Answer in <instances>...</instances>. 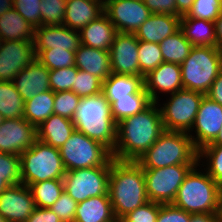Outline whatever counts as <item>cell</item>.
Returning <instances> with one entry per match:
<instances>
[{"mask_svg": "<svg viewBox=\"0 0 222 222\" xmlns=\"http://www.w3.org/2000/svg\"><path fill=\"white\" fill-rule=\"evenodd\" d=\"M35 208L31 191L23 183L11 185L0 194V214L8 222H26Z\"/></svg>", "mask_w": 222, "mask_h": 222, "instance_id": "obj_17", "label": "cell"}, {"mask_svg": "<svg viewBox=\"0 0 222 222\" xmlns=\"http://www.w3.org/2000/svg\"><path fill=\"white\" fill-rule=\"evenodd\" d=\"M144 88L143 76L112 73L103 81L102 92L112 104L118 98L133 97Z\"/></svg>", "mask_w": 222, "mask_h": 222, "instance_id": "obj_27", "label": "cell"}, {"mask_svg": "<svg viewBox=\"0 0 222 222\" xmlns=\"http://www.w3.org/2000/svg\"><path fill=\"white\" fill-rule=\"evenodd\" d=\"M80 99L81 98L71 90L55 92L54 114L72 119Z\"/></svg>", "mask_w": 222, "mask_h": 222, "instance_id": "obj_43", "label": "cell"}, {"mask_svg": "<svg viewBox=\"0 0 222 222\" xmlns=\"http://www.w3.org/2000/svg\"><path fill=\"white\" fill-rule=\"evenodd\" d=\"M164 62L181 65L189 56L193 45L185 38L181 30L159 43Z\"/></svg>", "mask_w": 222, "mask_h": 222, "instance_id": "obj_31", "label": "cell"}, {"mask_svg": "<svg viewBox=\"0 0 222 222\" xmlns=\"http://www.w3.org/2000/svg\"><path fill=\"white\" fill-rule=\"evenodd\" d=\"M109 195H99L78 203L74 222L116 221Z\"/></svg>", "mask_w": 222, "mask_h": 222, "instance_id": "obj_26", "label": "cell"}, {"mask_svg": "<svg viewBox=\"0 0 222 222\" xmlns=\"http://www.w3.org/2000/svg\"><path fill=\"white\" fill-rule=\"evenodd\" d=\"M198 163L217 184L222 181V145L201 148L198 151Z\"/></svg>", "mask_w": 222, "mask_h": 222, "instance_id": "obj_35", "label": "cell"}, {"mask_svg": "<svg viewBox=\"0 0 222 222\" xmlns=\"http://www.w3.org/2000/svg\"><path fill=\"white\" fill-rule=\"evenodd\" d=\"M21 183L29 185L51 179H63L66 169L60 150L38 139L20 154Z\"/></svg>", "mask_w": 222, "mask_h": 222, "instance_id": "obj_7", "label": "cell"}, {"mask_svg": "<svg viewBox=\"0 0 222 222\" xmlns=\"http://www.w3.org/2000/svg\"><path fill=\"white\" fill-rule=\"evenodd\" d=\"M103 81L95 75L78 69L72 91L80 98L96 95L102 92Z\"/></svg>", "mask_w": 222, "mask_h": 222, "instance_id": "obj_39", "label": "cell"}, {"mask_svg": "<svg viewBox=\"0 0 222 222\" xmlns=\"http://www.w3.org/2000/svg\"><path fill=\"white\" fill-rule=\"evenodd\" d=\"M136 162L143 169H157L170 165H196L198 150L188 133L165 130Z\"/></svg>", "mask_w": 222, "mask_h": 222, "instance_id": "obj_4", "label": "cell"}, {"mask_svg": "<svg viewBox=\"0 0 222 222\" xmlns=\"http://www.w3.org/2000/svg\"><path fill=\"white\" fill-rule=\"evenodd\" d=\"M138 46L135 34L118 32L115 35L109 49L112 73L140 76Z\"/></svg>", "mask_w": 222, "mask_h": 222, "instance_id": "obj_15", "label": "cell"}, {"mask_svg": "<svg viewBox=\"0 0 222 222\" xmlns=\"http://www.w3.org/2000/svg\"><path fill=\"white\" fill-rule=\"evenodd\" d=\"M153 101L143 88L133 97L118 98L111 104L112 115L116 123L128 116H133L146 109Z\"/></svg>", "mask_w": 222, "mask_h": 222, "instance_id": "obj_33", "label": "cell"}, {"mask_svg": "<svg viewBox=\"0 0 222 222\" xmlns=\"http://www.w3.org/2000/svg\"><path fill=\"white\" fill-rule=\"evenodd\" d=\"M215 30L217 39V48H222V12L219 17L215 20Z\"/></svg>", "mask_w": 222, "mask_h": 222, "instance_id": "obj_53", "label": "cell"}, {"mask_svg": "<svg viewBox=\"0 0 222 222\" xmlns=\"http://www.w3.org/2000/svg\"><path fill=\"white\" fill-rule=\"evenodd\" d=\"M34 50L63 49L76 52L81 45L80 32L64 25L34 28Z\"/></svg>", "mask_w": 222, "mask_h": 222, "instance_id": "obj_19", "label": "cell"}, {"mask_svg": "<svg viewBox=\"0 0 222 222\" xmlns=\"http://www.w3.org/2000/svg\"><path fill=\"white\" fill-rule=\"evenodd\" d=\"M220 53H221V64H222V48L220 49Z\"/></svg>", "mask_w": 222, "mask_h": 222, "instance_id": "obj_61", "label": "cell"}, {"mask_svg": "<svg viewBox=\"0 0 222 222\" xmlns=\"http://www.w3.org/2000/svg\"><path fill=\"white\" fill-rule=\"evenodd\" d=\"M194 0H176V16L187 15L191 10Z\"/></svg>", "mask_w": 222, "mask_h": 222, "instance_id": "obj_52", "label": "cell"}, {"mask_svg": "<svg viewBox=\"0 0 222 222\" xmlns=\"http://www.w3.org/2000/svg\"><path fill=\"white\" fill-rule=\"evenodd\" d=\"M0 175L10 186L20 184V156L0 152Z\"/></svg>", "mask_w": 222, "mask_h": 222, "instance_id": "obj_41", "label": "cell"}, {"mask_svg": "<svg viewBox=\"0 0 222 222\" xmlns=\"http://www.w3.org/2000/svg\"><path fill=\"white\" fill-rule=\"evenodd\" d=\"M9 186L10 185L4 179H2V176L0 175V194L4 189H6Z\"/></svg>", "mask_w": 222, "mask_h": 222, "instance_id": "obj_57", "label": "cell"}, {"mask_svg": "<svg viewBox=\"0 0 222 222\" xmlns=\"http://www.w3.org/2000/svg\"><path fill=\"white\" fill-rule=\"evenodd\" d=\"M75 130L100 142L113 152L116 146V129L111 103L103 92L80 99L71 119Z\"/></svg>", "mask_w": 222, "mask_h": 222, "instance_id": "obj_3", "label": "cell"}, {"mask_svg": "<svg viewBox=\"0 0 222 222\" xmlns=\"http://www.w3.org/2000/svg\"><path fill=\"white\" fill-rule=\"evenodd\" d=\"M104 12V0H67L63 25L81 31Z\"/></svg>", "mask_w": 222, "mask_h": 222, "instance_id": "obj_22", "label": "cell"}, {"mask_svg": "<svg viewBox=\"0 0 222 222\" xmlns=\"http://www.w3.org/2000/svg\"><path fill=\"white\" fill-rule=\"evenodd\" d=\"M157 102L117 123L116 146L112 157L118 161H137L164 132Z\"/></svg>", "mask_w": 222, "mask_h": 222, "instance_id": "obj_1", "label": "cell"}, {"mask_svg": "<svg viewBox=\"0 0 222 222\" xmlns=\"http://www.w3.org/2000/svg\"><path fill=\"white\" fill-rule=\"evenodd\" d=\"M78 69L76 66L50 70V89L55 93L59 91H72V86L76 78Z\"/></svg>", "mask_w": 222, "mask_h": 222, "instance_id": "obj_42", "label": "cell"}, {"mask_svg": "<svg viewBox=\"0 0 222 222\" xmlns=\"http://www.w3.org/2000/svg\"><path fill=\"white\" fill-rule=\"evenodd\" d=\"M49 72L50 70L38 59H34L15 76L13 84L24 102L38 93L50 90Z\"/></svg>", "mask_w": 222, "mask_h": 222, "instance_id": "obj_20", "label": "cell"}, {"mask_svg": "<svg viewBox=\"0 0 222 222\" xmlns=\"http://www.w3.org/2000/svg\"><path fill=\"white\" fill-rule=\"evenodd\" d=\"M181 17L169 14H151L135 32L139 41L160 43L180 30Z\"/></svg>", "mask_w": 222, "mask_h": 222, "instance_id": "obj_21", "label": "cell"}, {"mask_svg": "<svg viewBox=\"0 0 222 222\" xmlns=\"http://www.w3.org/2000/svg\"><path fill=\"white\" fill-rule=\"evenodd\" d=\"M36 207L49 208L64 191L63 179H51L28 185Z\"/></svg>", "mask_w": 222, "mask_h": 222, "instance_id": "obj_34", "label": "cell"}, {"mask_svg": "<svg viewBox=\"0 0 222 222\" xmlns=\"http://www.w3.org/2000/svg\"><path fill=\"white\" fill-rule=\"evenodd\" d=\"M14 9L34 28L41 26V0H13Z\"/></svg>", "mask_w": 222, "mask_h": 222, "instance_id": "obj_44", "label": "cell"}, {"mask_svg": "<svg viewBox=\"0 0 222 222\" xmlns=\"http://www.w3.org/2000/svg\"><path fill=\"white\" fill-rule=\"evenodd\" d=\"M222 12V0H194L191 10L181 18L205 19L215 22Z\"/></svg>", "mask_w": 222, "mask_h": 222, "instance_id": "obj_40", "label": "cell"}, {"mask_svg": "<svg viewBox=\"0 0 222 222\" xmlns=\"http://www.w3.org/2000/svg\"><path fill=\"white\" fill-rule=\"evenodd\" d=\"M59 150L66 171L111 166L114 159L106 146L77 130Z\"/></svg>", "mask_w": 222, "mask_h": 222, "instance_id": "obj_8", "label": "cell"}, {"mask_svg": "<svg viewBox=\"0 0 222 222\" xmlns=\"http://www.w3.org/2000/svg\"><path fill=\"white\" fill-rule=\"evenodd\" d=\"M144 88L153 102L161 101L163 96L183 89L181 66L163 62L156 69L144 76Z\"/></svg>", "mask_w": 222, "mask_h": 222, "instance_id": "obj_18", "label": "cell"}, {"mask_svg": "<svg viewBox=\"0 0 222 222\" xmlns=\"http://www.w3.org/2000/svg\"><path fill=\"white\" fill-rule=\"evenodd\" d=\"M160 203L148 201L125 215L121 222H156Z\"/></svg>", "mask_w": 222, "mask_h": 222, "instance_id": "obj_45", "label": "cell"}, {"mask_svg": "<svg viewBox=\"0 0 222 222\" xmlns=\"http://www.w3.org/2000/svg\"><path fill=\"white\" fill-rule=\"evenodd\" d=\"M4 118L2 117V115L0 114V124L3 122Z\"/></svg>", "mask_w": 222, "mask_h": 222, "instance_id": "obj_60", "label": "cell"}, {"mask_svg": "<svg viewBox=\"0 0 222 222\" xmlns=\"http://www.w3.org/2000/svg\"><path fill=\"white\" fill-rule=\"evenodd\" d=\"M138 54L140 76L143 77L164 62L158 43L139 41Z\"/></svg>", "mask_w": 222, "mask_h": 222, "instance_id": "obj_37", "label": "cell"}, {"mask_svg": "<svg viewBox=\"0 0 222 222\" xmlns=\"http://www.w3.org/2000/svg\"><path fill=\"white\" fill-rule=\"evenodd\" d=\"M109 198L114 215L121 220L129 212L146 204L143 168L135 161H111L109 173Z\"/></svg>", "mask_w": 222, "mask_h": 222, "instance_id": "obj_2", "label": "cell"}, {"mask_svg": "<svg viewBox=\"0 0 222 222\" xmlns=\"http://www.w3.org/2000/svg\"><path fill=\"white\" fill-rule=\"evenodd\" d=\"M74 131L71 119L52 114L36 128V139L60 149Z\"/></svg>", "mask_w": 222, "mask_h": 222, "instance_id": "obj_25", "label": "cell"}, {"mask_svg": "<svg viewBox=\"0 0 222 222\" xmlns=\"http://www.w3.org/2000/svg\"><path fill=\"white\" fill-rule=\"evenodd\" d=\"M26 222H63L50 208L36 207Z\"/></svg>", "mask_w": 222, "mask_h": 222, "instance_id": "obj_49", "label": "cell"}, {"mask_svg": "<svg viewBox=\"0 0 222 222\" xmlns=\"http://www.w3.org/2000/svg\"><path fill=\"white\" fill-rule=\"evenodd\" d=\"M221 127L222 106L205 95L198 109L194 125L188 133L195 148L199 151L204 146L211 144Z\"/></svg>", "mask_w": 222, "mask_h": 222, "instance_id": "obj_13", "label": "cell"}, {"mask_svg": "<svg viewBox=\"0 0 222 222\" xmlns=\"http://www.w3.org/2000/svg\"><path fill=\"white\" fill-rule=\"evenodd\" d=\"M78 203L65 191L58 200L49 207L63 222H74Z\"/></svg>", "mask_w": 222, "mask_h": 222, "instance_id": "obj_46", "label": "cell"}, {"mask_svg": "<svg viewBox=\"0 0 222 222\" xmlns=\"http://www.w3.org/2000/svg\"><path fill=\"white\" fill-rule=\"evenodd\" d=\"M216 214H217L218 222H222V199H220L219 201V206H218Z\"/></svg>", "mask_w": 222, "mask_h": 222, "instance_id": "obj_56", "label": "cell"}, {"mask_svg": "<svg viewBox=\"0 0 222 222\" xmlns=\"http://www.w3.org/2000/svg\"><path fill=\"white\" fill-rule=\"evenodd\" d=\"M104 13L119 33L135 34L152 14L143 0H104Z\"/></svg>", "mask_w": 222, "mask_h": 222, "instance_id": "obj_12", "label": "cell"}, {"mask_svg": "<svg viewBox=\"0 0 222 222\" xmlns=\"http://www.w3.org/2000/svg\"><path fill=\"white\" fill-rule=\"evenodd\" d=\"M111 166H96L66 171L63 177L64 191L77 203L99 195H109Z\"/></svg>", "mask_w": 222, "mask_h": 222, "instance_id": "obj_10", "label": "cell"}, {"mask_svg": "<svg viewBox=\"0 0 222 222\" xmlns=\"http://www.w3.org/2000/svg\"><path fill=\"white\" fill-rule=\"evenodd\" d=\"M117 33L115 26L103 12L80 31V40L84 46L109 51Z\"/></svg>", "mask_w": 222, "mask_h": 222, "instance_id": "obj_23", "label": "cell"}, {"mask_svg": "<svg viewBox=\"0 0 222 222\" xmlns=\"http://www.w3.org/2000/svg\"><path fill=\"white\" fill-rule=\"evenodd\" d=\"M195 165H170L157 169H143L149 201L172 203L186 175Z\"/></svg>", "mask_w": 222, "mask_h": 222, "instance_id": "obj_11", "label": "cell"}, {"mask_svg": "<svg viewBox=\"0 0 222 222\" xmlns=\"http://www.w3.org/2000/svg\"><path fill=\"white\" fill-rule=\"evenodd\" d=\"M211 100L219 103L222 106V71L218 74L206 94Z\"/></svg>", "mask_w": 222, "mask_h": 222, "instance_id": "obj_50", "label": "cell"}, {"mask_svg": "<svg viewBox=\"0 0 222 222\" xmlns=\"http://www.w3.org/2000/svg\"><path fill=\"white\" fill-rule=\"evenodd\" d=\"M189 222H218L216 213L191 214Z\"/></svg>", "mask_w": 222, "mask_h": 222, "instance_id": "obj_51", "label": "cell"}, {"mask_svg": "<svg viewBox=\"0 0 222 222\" xmlns=\"http://www.w3.org/2000/svg\"><path fill=\"white\" fill-rule=\"evenodd\" d=\"M14 5L13 0H0V16L12 9Z\"/></svg>", "mask_w": 222, "mask_h": 222, "instance_id": "obj_54", "label": "cell"}, {"mask_svg": "<svg viewBox=\"0 0 222 222\" xmlns=\"http://www.w3.org/2000/svg\"><path fill=\"white\" fill-rule=\"evenodd\" d=\"M180 66L183 88L206 95L222 71L220 49L193 46L189 56Z\"/></svg>", "mask_w": 222, "mask_h": 222, "instance_id": "obj_6", "label": "cell"}, {"mask_svg": "<svg viewBox=\"0 0 222 222\" xmlns=\"http://www.w3.org/2000/svg\"><path fill=\"white\" fill-rule=\"evenodd\" d=\"M0 38L2 41L33 40L34 27L13 7L0 16Z\"/></svg>", "mask_w": 222, "mask_h": 222, "instance_id": "obj_29", "label": "cell"}, {"mask_svg": "<svg viewBox=\"0 0 222 222\" xmlns=\"http://www.w3.org/2000/svg\"><path fill=\"white\" fill-rule=\"evenodd\" d=\"M54 97L55 93L50 89L25 101L23 118L37 128L54 114Z\"/></svg>", "mask_w": 222, "mask_h": 222, "instance_id": "obj_30", "label": "cell"}, {"mask_svg": "<svg viewBox=\"0 0 222 222\" xmlns=\"http://www.w3.org/2000/svg\"><path fill=\"white\" fill-rule=\"evenodd\" d=\"M208 145H222V127L217 135V137L215 138V140Z\"/></svg>", "mask_w": 222, "mask_h": 222, "instance_id": "obj_55", "label": "cell"}, {"mask_svg": "<svg viewBox=\"0 0 222 222\" xmlns=\"http://www.w3.org/2000/svg\"><path fill=\"white\" fill-rule=\"evenodd\" d=\"M36 59L33 40L2 41L0 81L13 82L15 76Z\"/></svg>", "mask_w": 222, "mask_h": 222, "instance_id": "obj_14", "label": "cell"}, {"mask_svg": "<svg viewBox=\"0 0 222 222\" xmlns=\"http://www.w3.org/2000/svg\"><path fill=\"white\" fill-rule=\"evenodd\" d=\"M219 197L222 199V181L219 183Z\"/></svg>", "mask_w": 222, "mask_h": 222, "instance_id": "obj_58", "label": "cell"}, {"mask_svg": "<svg viewBox=\"0 0 222 222\" xmlns=\"http://www.w3.org/2000/svg\"><path fill=\"white\" fill-rule=\"evenodd\" d=\"M180 30L193 46L217 47L215 22L213 21L181 18Z\"/></svg>", "mask_w": 222, "mask_h": 222, "instance_id": "obj_28", "label": "cell"}, {"mask_svg": "<svg viewBox=\"0 0 222 222\" xmlns=\"http://www.w3.org/2000/svg\"><path fill=\"white\" fill-rule=\"evenodd\" d=\"M219 201V184L197 163L186 175L172 204L190 214L216 213Z\"/></svg>", "mask_w": 222, "mask_h": 222, "instance_id": "obj_5", "label": "cell"}, {"mask_svg": "<svg viewBox=\"0 0 222 222\" xmlns=\"http://www.w3.org/2000/svg\"><path fill=\"white\" fill-rule=\"evenodd\" d=\"M36 128L25 118L4 119L0 124V152L18 155L31 148Z\"/></svg>", "mask_w": 222, "mask_h": 222, "instance_id": "obj_16", "label": "cell"}, {"mask_svg": "<svg viewBox=\"0 0 222 222\" xmlns=\"http://www.w3.org/2000/svg\"><path fill=\"white\" fill-rule=\"evenodd\" d=\"M25 102L13 82L0 81V114L4 119L23 118Z\"/></svg>", "mask_w": 222, "mask_h": 222, "instance_id": "obj_32", "label": "cell"}, {"mask_svg": "<svg viewBox=\"0 0 222 222\" xmlns=\"http://www.w3.org/2000/svg\"><path fill=\"white\" fill-rule=\"evenodd\" d=\"M0 222H8L2 214H0Z\"/></svg>", "mask_w": 222, "mask_h": 222, "instance_id": "obj_59", "label": "cell"}, {"mask_svg": "<svg viewBox=\"0 0 222 222\" xmlns=\"http://www.w3.org/2000/svg\"><path fill=\"white\" fill-rule=\"evenodd\" d=\"M153 14L176 15V0H143Z\"/></svg>", "mask_w": 222, "mask_h": 222, "instance_id": "obj_48", "label": "cell"}, {"mask_svg": "<svg viewBox=\"0 0 222 222\" xmlns=\"http://www.w3.org/2000/svg\"><path fill=\"white\" fill-rule=\"evenodd\" d=\"M75 66L105 81L111 74L109 51L80 45L75 52Z\"/></svg>", "mask_w": 222, "mask_h": 222, "instance_id": "obj_24", "label": "cell"}, {"mask_svg": "<svg viewBox=\"0 0 222 222\" xmlns=\"http://www.w3.org/2000/svg\"><path fill=\"white\" fill-rule=\"evenodd\" d=\"M38 59L49 70L75 66V52L63 49L35 50Z\"/></svg>", "mask_w": 222, "mask_h": 222, "instance_id": "obj_36", "label": "cell"}, {"mask_svg": "<svg viewBox=\"0 0 222 222\" xmlns=\"http://www.w3.org/2000/svg\"><path fill=\"white\" fill-rule=\"evenodd\" d=\"M191 214L172 203L160 204L156 222H189Z\"/></svg>", "mask_w": 222, "mask_h": 222, "instance_id": "obj_47", "label": "cell"}, {"mask_svg": "<svg viewBox=\"0 0 222 222\" xmlns=\"http://www.w3.org/2000/svg\"><path fill=\"white\" fill-rule=\"evenodd\" d=\"M204 96L202 93L183 88L166 95L168 98L163 103L157 101L164 130L189 133Z\"/></svg>", "mask_w": 222, "mask_h": 222, "instance_id": "obj_9", "label": "cell"}, {"mask_svg": "<svg viewBox=\"0 0 222 222\" xmlns=\"http://www.w3.org/2000/svg\"><path fill=\"white\" fill-rule=\"evenodd\" d=\"M67 0H41V26L63 25Z\"/></svg>", "mask_w": 222, "mask_h": 222, "instance_id": "obj_38", "label": "cell"}]
</instances>
